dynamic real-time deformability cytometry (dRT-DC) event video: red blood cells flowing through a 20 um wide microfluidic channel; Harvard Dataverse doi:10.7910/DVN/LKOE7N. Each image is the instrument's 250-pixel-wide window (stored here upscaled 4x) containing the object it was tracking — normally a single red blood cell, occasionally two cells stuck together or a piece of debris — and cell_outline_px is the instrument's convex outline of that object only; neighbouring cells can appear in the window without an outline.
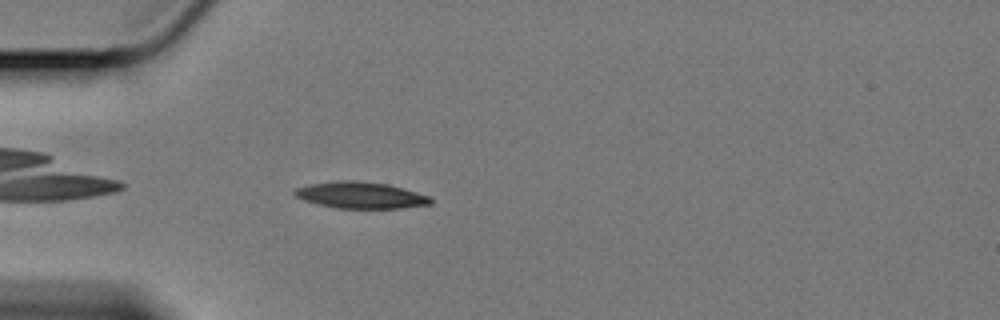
{"species": "Egyptian fruit bat (a non-hibernating species)", "species_latin": "Rousettus aegyptiacus", "temperature_condition": "cold", "stored_images_in_passage": 45, "camera_frame_rate_fps": 3000, "um_per_image_px": 0.085, "animal": {"sex": "female"}, "frame": {"image": 1, "passage_image": 3, "time_ms": 0.667, "image_size_px": [1000, 320], "cell_outline_px": [[432, 204], [400, 208], [336, 208], [316, 204], [304, 200], [296, 196], [292, 192], [296, 188], [308, 184], [332, 180], [356, 180], [388, 184], [432, 196]], "centroid_in_image_um": [30.64, 16.58], "position_along_channel_um": 54.4, "area_um2": 21.27}}
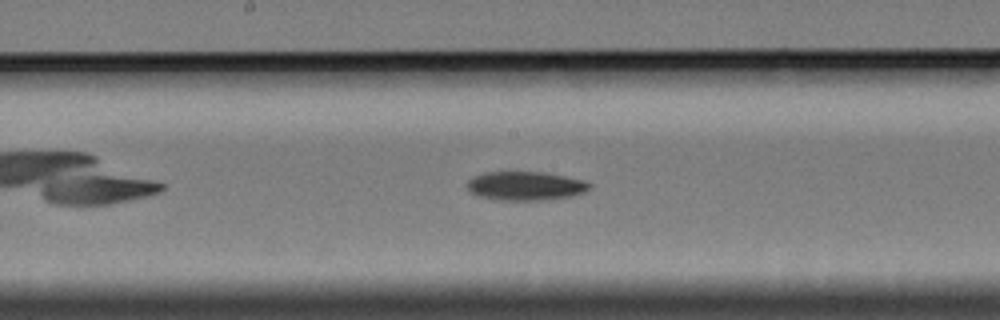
{"frame": {"image": 2, "passage_image": 17, "time_ms": 5.333, "image_size_px": [1000, 320], "cell_outline_px": [[592, 184], [584, 192], [572, 196], [552, 200], [500, 200], [480, 196], [468, 192], [468, 180], [484, 172], [544, 172], [584, 180]], "centroid_in_image_um": [44.68, 15.81], "position_along_channel_um": 203.5, "area_um2": 20.58}}
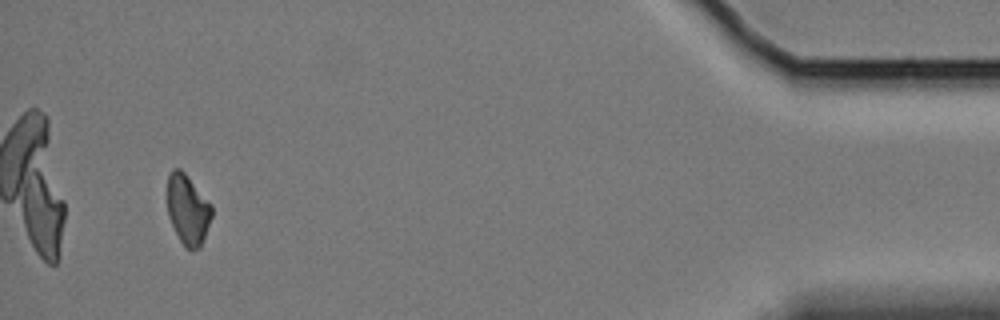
{"frame": {"image": 3, "passage_image": 42, "time_ms": 13.667, "image_size_px": [1000, 320], "cell_outline_px": [[212, 216], [200, 248], [184, 248], [168, 216], [168, 176], [172, 168], [180, 168], [184, 172], [212, 204]], "centroid_in_image_um": [15.97, 17.8], "position_along_channel_um": 419.2, "area_um2": 17.98}, "authors_computed_cell_mechanics": {"area_um2": 20.1144, "velocity_mm_per_s": 3.3813, "shape_relaxation_time_tau1_ms": 5.8611, "shape_relaxation_time_tau2_ms": null, "deformation_change_tau1": 0.1469, "deformation_change_tau2": null}}